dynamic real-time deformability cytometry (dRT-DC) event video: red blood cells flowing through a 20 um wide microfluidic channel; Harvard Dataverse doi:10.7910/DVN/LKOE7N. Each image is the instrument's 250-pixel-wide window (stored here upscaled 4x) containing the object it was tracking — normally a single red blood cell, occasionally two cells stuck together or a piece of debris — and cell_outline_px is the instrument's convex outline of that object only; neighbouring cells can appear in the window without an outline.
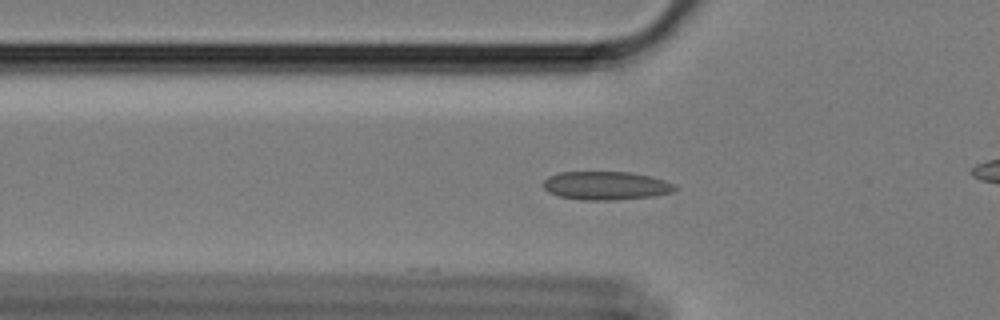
{"species": "Egyptian fruit bat (a non-hibernating species)", "species_latin": "Rousettus aegyptiacus", "temperature_condition": "cold", "stored_images_in_passage": 43, "camera_frame_rate_fps": 3000, "um_per_image_px": 0.085, "animal": {"sex": "female"}, "frame": {"image": 1, "passage_image": 3, "time_ms": 0.667, "image_size_px": [1000, 320], "cell_outline_px": [[680, 188], [672, 192], [656, 196], [612, 200], [580, 200], [560, 196], [548, 192], [544, 188], [544, 180], [548, 176], [560, 172], [628, 172], [652, 176], [676, 184]], "centroid_in_image_um": [51.55, 15.78], "position_along_channel_um": 74.2, "area_um2": 22.02}}
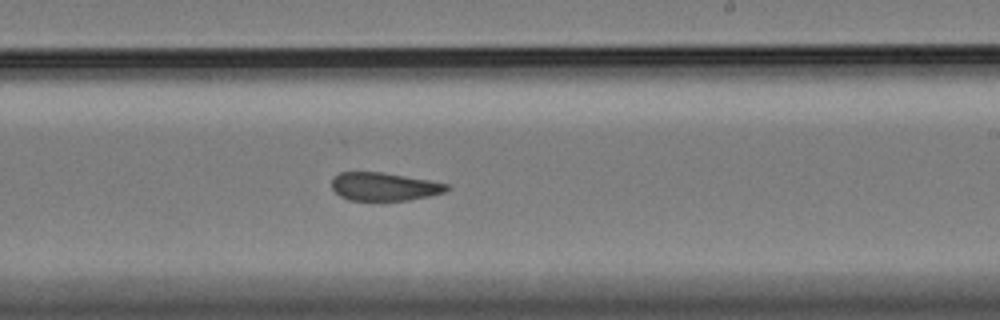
{"frame": {"image": 2, "passage_image": 19, "time_ms": 6.0, "image_size_px": [1000, 320], "cell_outline_px": [[452, 188], [444, 192], [428, 196], [408, 200], [348, 200], [340, 196], [332, 188], [332, 180], [340, 172], [380, 172], [428, 180], [448, 184]], "centroid_in_image_um": [32.66, 15.86], "position_along_channel_um": 256.3, "area_um2": 18.67}}
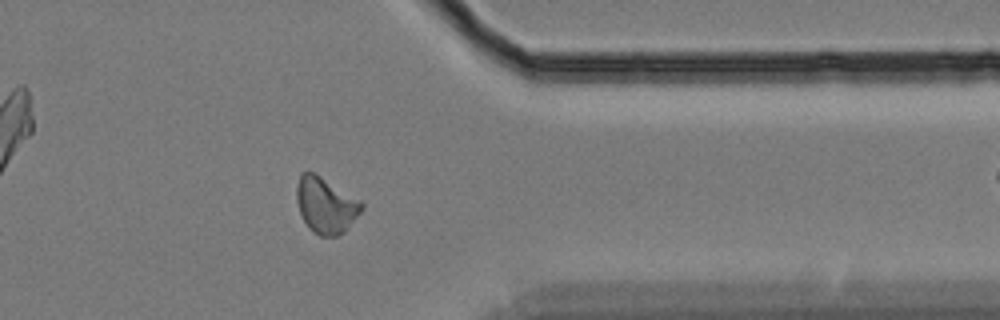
{"frame": {"image": 3, "passage_image": 31, "time_ms": 10.0, "image_size_px": [1000, 320], "cell_outline_px": [[364, 208], [344, 232], [336, 236], [320, 236], [308, 228], [300, 216], [296, 200], [296, 184], [300, 176], [304, 172], [312, 172], [320, 176], [360, 200], [364, 204]], "centroid_in_image_um": [27.67, 17.46], "position_along_channel_um": 383.7, "area_um2": 21.15}, "authors_computed_cell_mechanics": {"area_um2": 20.23, "velocity_mm_per_s": 3.4014, "shape_relaxation_time_tau1_ms": null, "shape_relaxation_time_tau2_ms": 1.903, "deformation_change_tau1": null, "deformation_change_tau2": 0.0795}}